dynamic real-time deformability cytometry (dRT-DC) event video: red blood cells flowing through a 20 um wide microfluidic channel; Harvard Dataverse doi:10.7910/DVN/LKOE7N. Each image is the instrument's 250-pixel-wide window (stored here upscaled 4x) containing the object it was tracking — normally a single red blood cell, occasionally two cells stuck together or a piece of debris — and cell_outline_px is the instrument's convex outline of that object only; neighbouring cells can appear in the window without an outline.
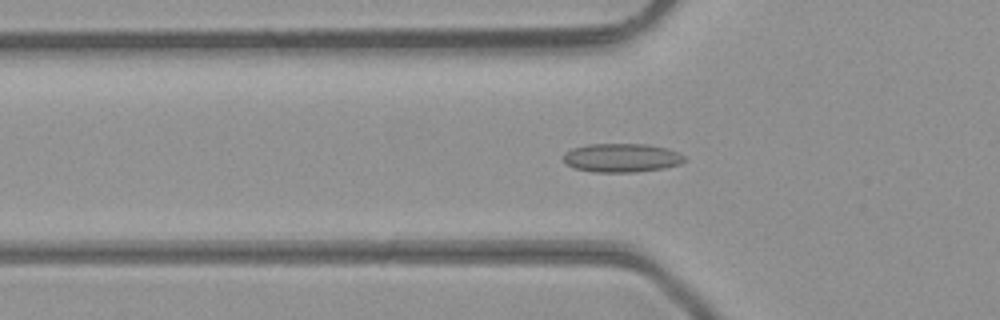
{"species": "common noctule bat (a hibernating species)", "species_latin": "Nyctalus noctula", "temperature_condition": "room temperature", "stored_images_in_passage": 36, "camera_frame_rate_fps": 3000, "um_per_image_px": 0.085, "animal": {"sex": "male", "body_mass_g": 23.1, "forearm_length_mm": 52.7}, "frame": {"image": 1, "passage_image": 13, "time_ms": 4.0, "image_size_px": [1000, 320], "cell_outline_px": [[688, 160], [680, 164], [664, 168], [636, 172], [592, 172], [572, 168], [564, 164], [564, 152], [572, 148], [588, 144], [648, 144], [668, 148], [684, 156]], "centroid_in_image_um": [52.82, 13.42], "position_along_channel_um": 73.0, "area_um2": 20.58}}
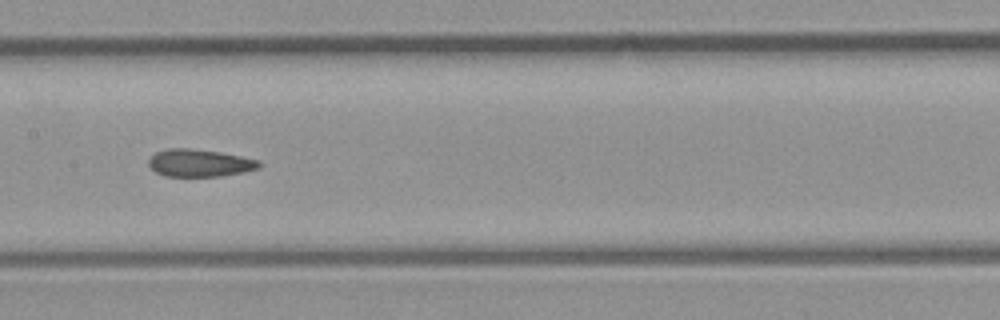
{"frame": {"image": 2, "passage_image": 21, "time_ms": 6.667, "image_size_px": [1000, 320], "cell_outline_px": [[260, 168], [220, 176], [164, 176], [156, 172], [148, 164], [148, 160], [156, 152], [168, 148], [192, 148], [220, 152], [260, 160]], "centroid_in_image_um": [16.95, 13.84], "position_along_channel_um": 190.5, "area_um2": 17.57}}
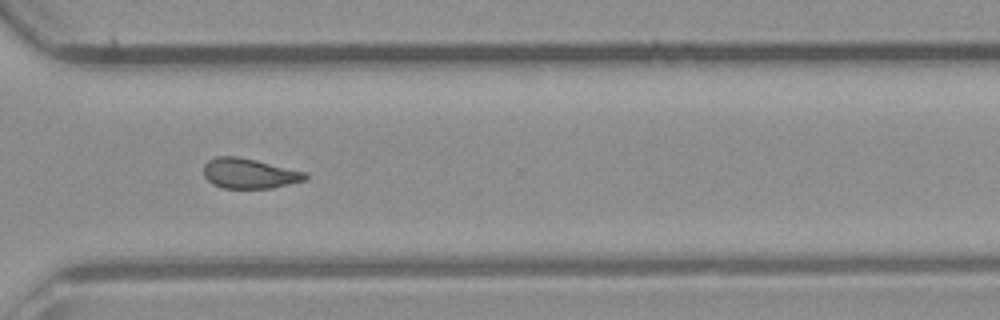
{"frame": {"image": 3, "passage_image": 32, "time_ms": 10.333, "image_size_px": [1000, 320], "cell_outline_px": [[308, 176], [304, 180], [272, 188], [224, 188], [212, 184], [204, 176], [204, 164], [208, 160], [216, 156], [236, 156], [256, 160], [308, 172]], "centroid_in_image_um": [21.18, 14.73], "position_along_channel_um": 349.4, "area_um2": 17.86}, "authors_computed_cell_mechanics": {"area_um2": 18.0914, "velocity_mm_per_s": 4.3548, "shape_relaxation_time_tau1_ms": null, "shape_relaxation_time_tau2_ms": 2.356, "deformation_change_tau1": null, "deformation_change_tau2": 0.0868}}